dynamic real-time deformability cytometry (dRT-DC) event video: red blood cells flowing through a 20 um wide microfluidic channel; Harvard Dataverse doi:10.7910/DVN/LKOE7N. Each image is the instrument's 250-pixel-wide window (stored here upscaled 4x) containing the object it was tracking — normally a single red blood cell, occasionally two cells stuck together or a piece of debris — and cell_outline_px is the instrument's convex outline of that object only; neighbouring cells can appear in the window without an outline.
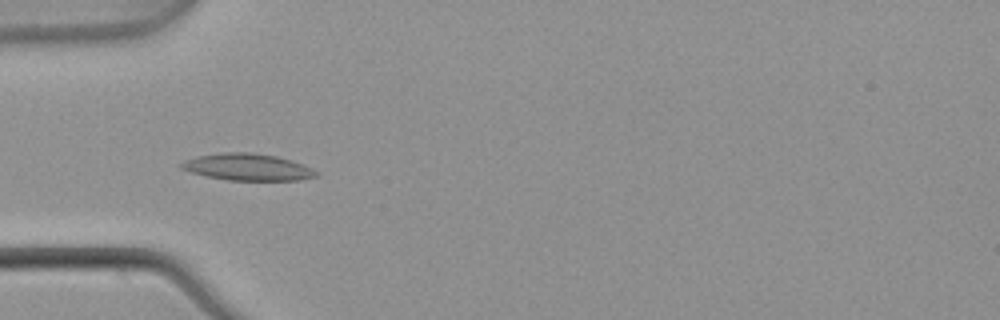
{"species": "common noctule bat (a hibernating species)", "species_latin": "Nyctalus noctula", "temperature_condition": "warm", "stored_images_in_passage": 53, "camera_frame_rate_fps": 3000, "um_per_image_px": 0.085, "animal": {"sex": "male", "body_mass_g": 21.5, "forearm_length_mm": 52.0}, "frame": {"image": 1, "passage_image": 17, "time_ms": 5.333, "image_size_px": [1000, 320], "cell_outline_px": [[320, 176], [300, 180], [228, 180], [208, 176], [192, 172], [180, 168], [180, 164], [184, 160], [196, 156], [224, 152], [252, 152], [276, 156], [292, 160], [304, 164], [320, 172]], "centroid_in_image_um": [21.11, 14.2], "position_along_channel_um": 63.9, "area_um2": 21.21}}
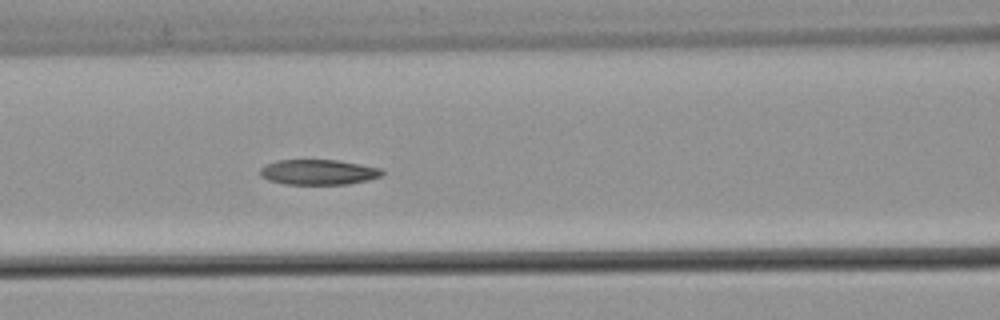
{"frame": {"image": 2, "passage_image": 23, "time_ms": 7.333, "image_size_px": [1000, 320], "cell_outline_px": [[384, 172], [380, 176], [368, 180], [348, 184], [284, 184], [268, 180], [260, 176], [260, 168], [276, 160], [336, 160], [360, 164], [380, 168]], "centroid_in_image_um": [27.04, 14.63], "position_along_channel_um": 139.6, "area_um2": 17.86}}
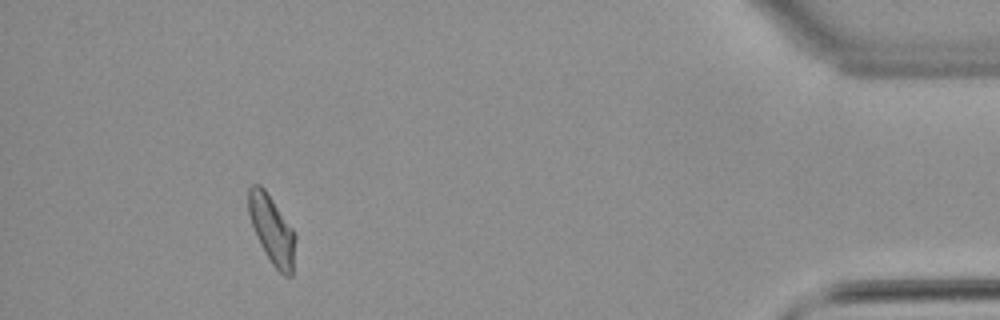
{"frame": {"image": 3, "passage_image": 49, "time_ms": 16.0, "image_size_px": [1000, 320], "cell_outline_px": [[296, 236], [292, 276], [284, 276], [272, 264], [264, 252], [256, 236], [248, 212], [248, 188], [252, 184], [260, 184], [264, 188], [292, 228]], "centroid_in_image_um": [23.1, 19.53], "position_along_channel_um": 412.1, "area_um2": 18.55}, "authors_computed_cell_mechanics": {"area_um2": 18.7272, "velocity_mm_per_s": 3.853, "shape_relaxation_time_tau1_ms": 10.0372, "shape_relaxation_time_tau2_ms": 9.9219, "deformation_change_tau1": 0.2075, "deformation_change_tau2": 0.1914}}